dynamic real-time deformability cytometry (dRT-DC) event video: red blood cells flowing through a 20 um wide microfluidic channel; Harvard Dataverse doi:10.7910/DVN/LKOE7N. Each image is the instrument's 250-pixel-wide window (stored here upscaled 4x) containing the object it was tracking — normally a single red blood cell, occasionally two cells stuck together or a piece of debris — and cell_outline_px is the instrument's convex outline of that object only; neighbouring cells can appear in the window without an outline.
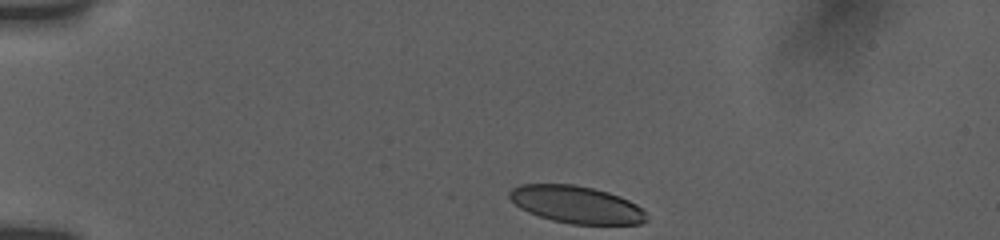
{"species": "human", "species_latin": "Homo sapiens", "temperature_condition": "room temperature", "stored_images_in_passage": 6, "camera_frame_rate_fps": 3000, "um_per_image_px": 0.085, "donor": {"sex": "female"}, "frame": {"image": 1, "passage_image": 1, "time_ms": 0.0, "image_size_px": [1000, 240], "cell_outline_px": [[648, 220], [640, 224], [572, 224], [552, 220], [528, 212], [520, 208], [508, 196], [508, 192], [512, 188], [520, 184], [572, 184], [592, 188], [608, 192], [620, 196], [644, 208], [648, 216]], "centroid_in_image_um": [49.02, 17.39], "position_along_channel_um": 36.0, "area_um2": 29.88}}
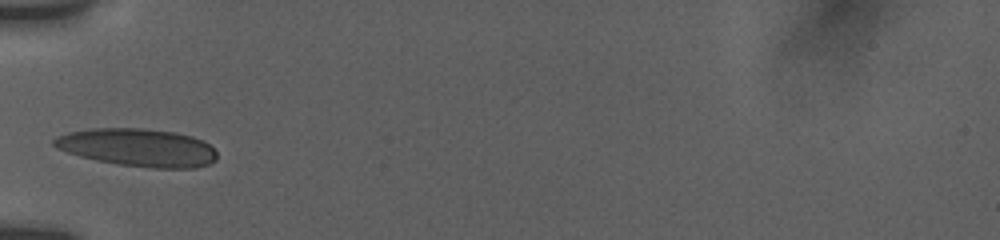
{"frame": {"image": 2, "passage_image": 5, "time_ms": 2.667, "image_size_px": [1000, 240], "cell_outline_px": [[216, 160], [208, 164], [196, 168], [152, 168], [120, 164], [96, 160], [80, 156], [56, 148], [52, 144], [52, 140], [56, 136], [68, 132], [92, 128], [144, 128], [176, 132], [192, 136], [204, 140], [216, 152]], "centroid_in_image_um": [11.71, 12.53], "position_along_channel_um": 73.3, "area_um2": 36.07}}